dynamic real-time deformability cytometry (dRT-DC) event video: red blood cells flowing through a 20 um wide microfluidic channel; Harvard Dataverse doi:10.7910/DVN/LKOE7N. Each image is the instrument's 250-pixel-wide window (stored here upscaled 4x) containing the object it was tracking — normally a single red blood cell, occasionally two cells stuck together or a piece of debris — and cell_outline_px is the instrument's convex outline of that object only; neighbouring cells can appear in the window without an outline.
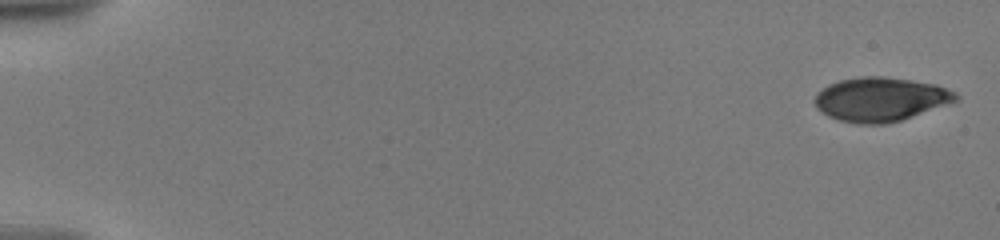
{"species": "human", "species_latin": "Homo sapiens", "temperature_condition": "warm", "stored_images_in_passage": 28, "camera_frame_rate_fps": 3000, "um_per_image_px": 0.085, "donor": {"sex": "male"}, "frame": {"image": 1, "passage_image": 1, "time_ms": 0.0, "image_size_px": [1000, 240], "cell_outline_px": [[960, 100], [900, 120], [884, 124], [856, 124], [840, 120], [828, 116], [816, 108], [812, 100], [816, 92], [828, 84], [840, 80], [864, 76], [884, 76], [936, 84], [956, 92], [960, 96]], "centroid_in_image_um": [74.82, 8.43], "position_along_channel_um": 10.2, "area_um2": 36.41}}
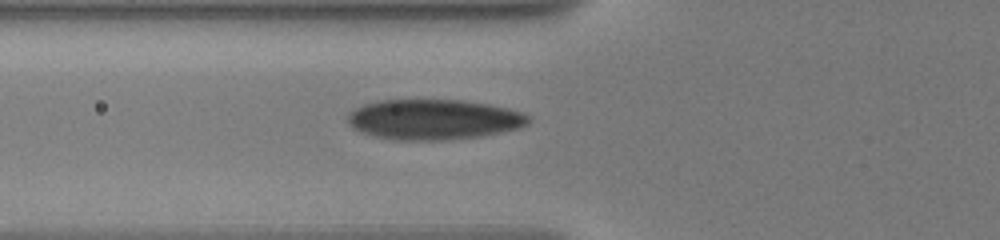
{"frame": {"image": 2, "passage_image": 16, "time_ms": 7.0, "image_size_px": [1000, 240], "cell_outline_px": [[532, 120], [528, 124], [520, 128], [484, 136], [448, 140], [396, 140], [376, 136], [360, 132], [352, 128], [348, 124], [348, 112], [364, 104], [380, 100], [464, 100], [488, 104], [508, 108], [524, 112]], "centroid_in_image_um": [36.89, 10.16], "position_along_channel_um": 88.9, "area_um2": 42.83}}
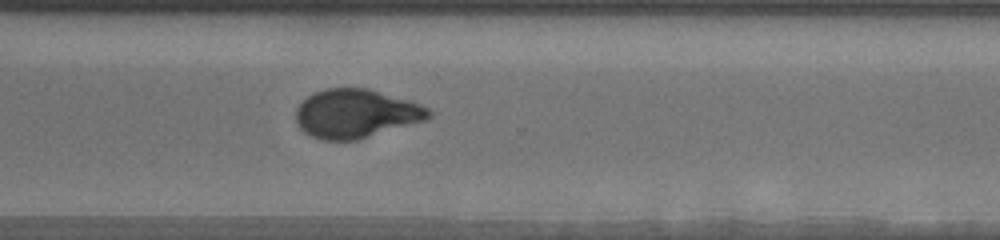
{"frame": {"image": 3, "passage_image": 28, "time_ms": 14.0, "image_size_px": [1000, 240], "cell_outline_px": [[432, 116], [424, 120], [356, 140], [320, 140], [304, 132], [296, 124], [296, 108], [308, 96], [324, 88], [368, 88], [408, 100], [420, 104], [428, 108], [432, 112]], "centroid_in_image_um": [30.23, 9.65], "position_along_channel_um": 340.4, "area_um2": 37.45}}